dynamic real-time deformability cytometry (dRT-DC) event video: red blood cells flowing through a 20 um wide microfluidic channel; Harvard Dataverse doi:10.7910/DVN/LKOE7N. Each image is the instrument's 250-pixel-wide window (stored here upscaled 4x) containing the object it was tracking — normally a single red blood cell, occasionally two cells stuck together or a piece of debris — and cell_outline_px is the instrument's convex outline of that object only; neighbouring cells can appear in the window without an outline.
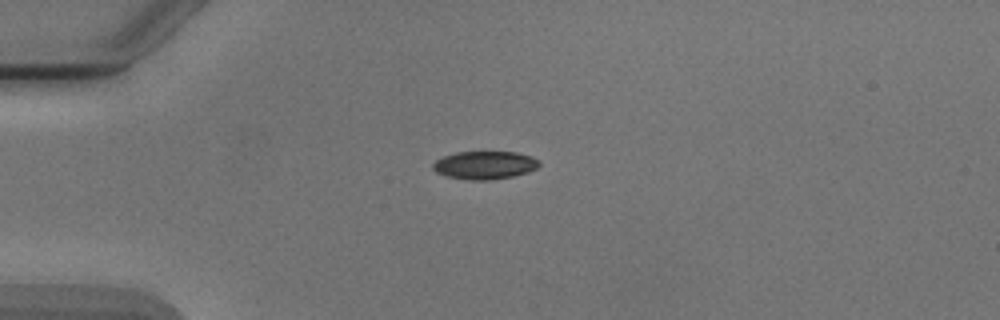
{"species": "Egyptian fruit bat (a non-hibernating species)", "species_latin": "Rousettus aegyptiacus", "temperature_condition": "cold", "stored_images_in_passage": 1, "camera_frame_rate_fps": 3000, "um_per_image_px": 0.085, "animal": {"sex": "male"}, "frame": {"image": 1, "passage_image": 1, "time_ms": 0.0, "image_size_px": [1000, 320], "cell_outline_px": [[540, 164], [536, 168], [528, 172], [512, 176], [488, 180], [472, 180], [448, 176], [436, 172], [432, 168], [432, 164], [436, 160], [444, 156], [456, 152], [516, 152], [532, 156], [540, 160]], "centroid_in_image_um": [41.22, 14.02], "position_along_channel_um": 43.8, "area_um2": 17.28}}